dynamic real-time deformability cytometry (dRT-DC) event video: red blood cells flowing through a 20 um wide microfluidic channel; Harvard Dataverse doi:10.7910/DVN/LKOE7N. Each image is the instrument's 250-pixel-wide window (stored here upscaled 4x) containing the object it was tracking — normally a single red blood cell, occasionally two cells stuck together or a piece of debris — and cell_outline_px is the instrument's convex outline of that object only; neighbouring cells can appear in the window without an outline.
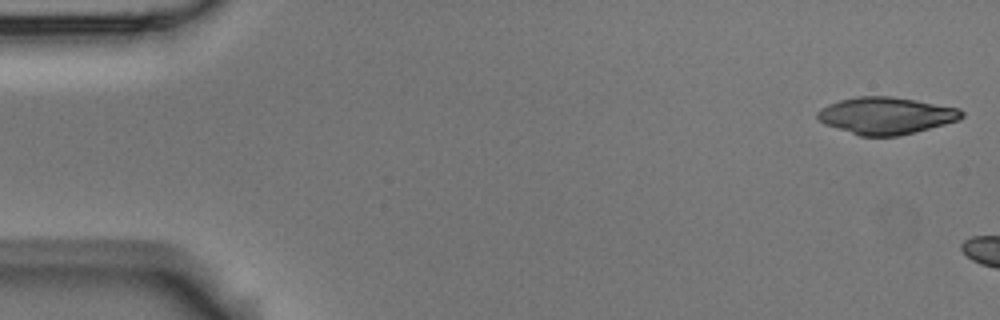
{"species": "Egyptian fruit bat (a non-hibernating species)", "species_latin": "Rousettus aegyptiacus", "temperature_condition": "room temperature", "stored_images_in_passage": 3, "camera_frame_rate_fps": 3000, "um_per_image_px": 0.085, "animal": {"sex": "male"}, "frame": {"image": 1, "passage_image": 1, "time_ms": 0.0, "image_size_px": [1000, 320], "cell_outline_px": [[964, 116], [960, 120], [916, 132], [900, 136], [860, 136], [824, 124], [816, 116], [816, 112], [820, 108], [828, 104], [840, 100], [856, 96], [892, 96], [916, 100], [960, 108], [964, 112]], "centroid_in_image_um": [75.33, 9.82], "position_along_channel_um": 9.7, "area_um2": 31.33}}